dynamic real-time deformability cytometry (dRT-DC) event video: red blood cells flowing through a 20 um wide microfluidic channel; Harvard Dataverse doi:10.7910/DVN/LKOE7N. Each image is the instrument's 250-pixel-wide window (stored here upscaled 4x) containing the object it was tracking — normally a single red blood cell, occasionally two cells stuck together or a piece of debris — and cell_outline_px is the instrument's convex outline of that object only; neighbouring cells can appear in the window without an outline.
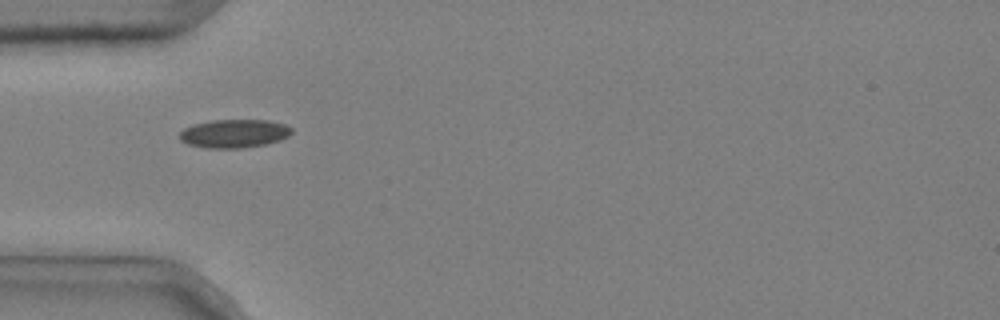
{"species": "common noctule bat (a hibernating species)", "species_latin": "Nyctalus noctula", "temperature_condition": "cold", "stored_images_in_passage": 3, "camera_frame_rate_fps": 3000, "um_per_image_px": 0.085, "animal": {"sex": "male", "body_mass_g": 20.4}, "frame": {"image": 1, "passage_image": 1, "time_ms": 0.0, "image_size_px": [1000, 320], "cell_outline_px": [[292, 132], [288, 136], [280, 140], [264, 144], [240, 148], [204, 148], [188, 144], [180, 140], [180, 132], [184, 128], [192, 124], [212, 120], [268, 120], [284, 124], [292, 128]], "centroid_in_image_um": [19.88, 11.34], "position_along_channel_um": 65.1, "area_um2": 18.55}}